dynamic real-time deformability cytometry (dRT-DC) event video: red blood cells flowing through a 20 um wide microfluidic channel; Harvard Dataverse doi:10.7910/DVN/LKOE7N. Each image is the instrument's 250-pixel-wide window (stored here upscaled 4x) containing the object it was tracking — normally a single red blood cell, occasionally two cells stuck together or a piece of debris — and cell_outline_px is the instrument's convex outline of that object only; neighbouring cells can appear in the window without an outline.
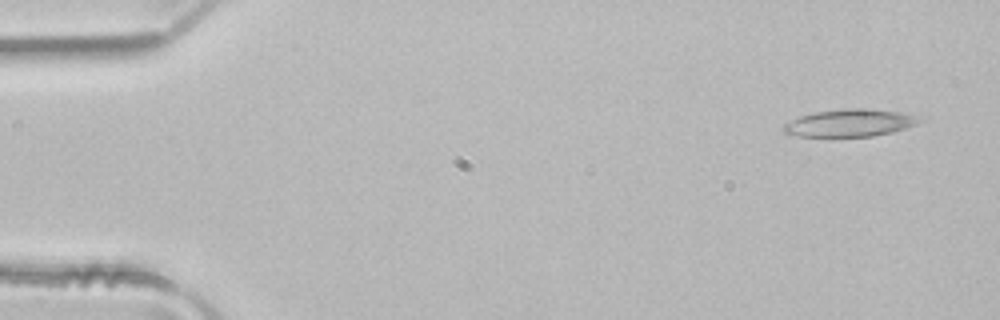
{"species": "common noctule bat (a hibernating species)", "species_latin": "Nyctalus noctula", "temperature_condition": "room temperature", "stored_images_in_passage": 3, "camera_frame_rate_fps": 3000, "um_per_image_px": 0.085, "animal": {"sex": "male", "body_mass_g": 21.5, "forearm_length_mm": 52.0}, "frame": {"image": 1, "passage_image": 1, "time_ms": 0.0, "image_size_px": [1000, 320], "cell_outline_px": [[924, 120], [916, 124], [892, 132], [872, 136], [796, 136], [784, 132], [780, 128], [784, 124], [800, 116], [812, 112], [844, 108], [868, 108], [900, 112], [920, 116]], "centroid_in_image_um": [72.24, 10.43], "position_along_channel_um": 12.8, "area_um2": 21.79}}
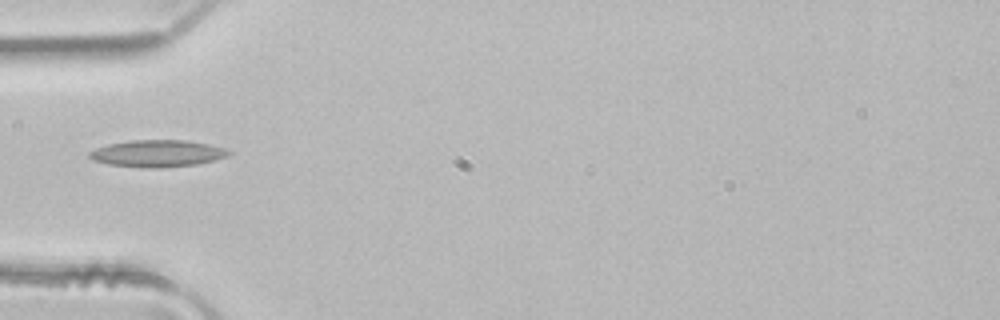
{"frame": {"image": 2, "passage_image": 3, "time_ms": 0.667, "image_size_px": [1000, 320], "cell_outline_px": [[232, 152], [228, 156], [216, 160], [196, 164], [164, 168], [140, 168], [108, 164], [92, 160], [88, 156], [88, 152], [96, 148], [108, 144], [132, 140], [184, 140], [208, 144], [224, 148]], "centroid_in_image_um": [13.36, 13.05], "position_along_channel_um": 71.6, "area_um2": 22.02}}